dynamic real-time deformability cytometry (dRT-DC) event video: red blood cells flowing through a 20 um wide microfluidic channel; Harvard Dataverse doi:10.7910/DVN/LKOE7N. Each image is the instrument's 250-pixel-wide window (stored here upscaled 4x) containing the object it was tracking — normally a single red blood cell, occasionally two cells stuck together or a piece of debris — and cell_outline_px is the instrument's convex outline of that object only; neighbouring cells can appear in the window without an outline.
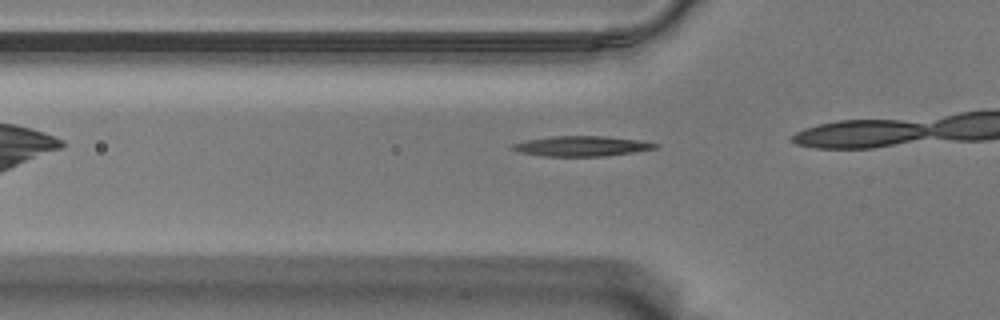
{"species": "Egyptian fruit bat (a non-hibernating species)", "species_latin": "Rousettus aegyptiacus", "temperature_condition": "warm", "stored_images_in_passage": 30, "camera_frame_rate_fps": 3000, "um_per_image_px": 0.085, "animal": {"sex": "male"}, "frame": {"image": 1, "passage_image": 5, "time_ms": 1.333, "image_size_px": [1000, 320], "cell_outline_px": [[660, 144], [656, 148], [632, 152], [604, 156], [544, 156], [520, 152], [512, 148], [512, 144], [528, 140], [552, 136], [608, 136], [640, 140]], "centroid_in_image_um": [49.47, 12.41], "position_along_channel_um": 76.3, "area_um2": 16.59}}